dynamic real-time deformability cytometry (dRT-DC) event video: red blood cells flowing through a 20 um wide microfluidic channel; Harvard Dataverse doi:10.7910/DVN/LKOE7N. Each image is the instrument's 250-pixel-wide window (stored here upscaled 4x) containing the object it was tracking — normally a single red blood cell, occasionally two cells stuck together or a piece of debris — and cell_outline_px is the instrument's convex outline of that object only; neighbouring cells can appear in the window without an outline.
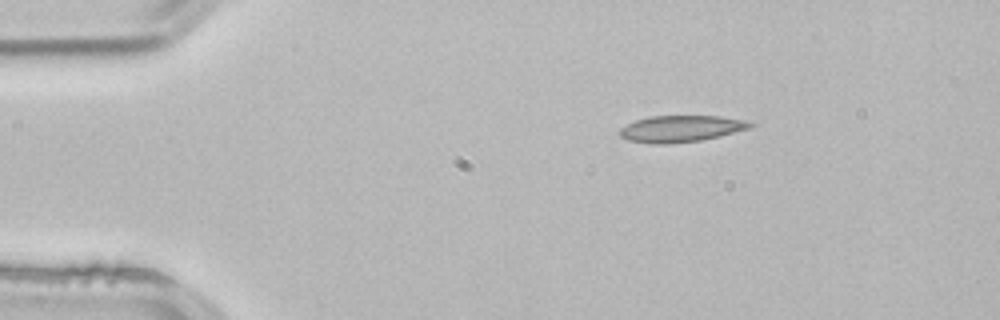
{"species": "common noctule bat (a hibernating species)", "species_latin": "Nyctalus noctula", "temperature_condition": "room temperature", "stored_images_in_passage": 2, "camera_frame_rate_fps": 3000, "um_per_image_px": 0.085, "animal": {"sex": "male", "body_mass_g": 21.5, "forearm_length_mm": 52.0}, "frame": {"image": 1, "passage_image": 2, "time_ms": 0.333, "image_size_px": [1000, 320], "cell_outline_px": [[756, 124], [752, 128], [720, 136], [700, 140], [668, 144], [652, 144], [628, 140], [620, 136], [620, 128], [636, 120], [648, 116], [720, 116], [744, 120]], "centroid_in_image_um": [57.9, 10.94], "position_along_channel_um": 27.1, "area_um2": 20.23}}